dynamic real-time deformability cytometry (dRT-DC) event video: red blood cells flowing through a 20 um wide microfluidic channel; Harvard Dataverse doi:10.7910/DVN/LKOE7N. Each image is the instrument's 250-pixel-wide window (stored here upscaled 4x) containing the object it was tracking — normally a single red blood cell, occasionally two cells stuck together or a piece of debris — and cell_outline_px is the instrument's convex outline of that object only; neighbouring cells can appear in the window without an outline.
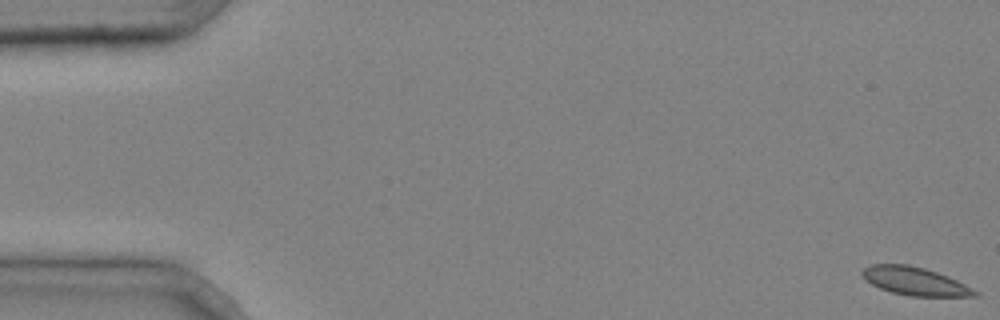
{"species": "common noctule bat (a hibernating species)", "species_latin": "Nyctalus noctula", "temperature_condition": "cold", "stored_images_in_passage": 5, "camera_frame_rate_fps": 3000, "um_per_image_px": 0.085, "animal": {"sex": "male", "body_mass_g": 20.4}, "frame": {"image": 1, "passage_image": 1, "time_ms": 0.0, "image_size_px": [1000, 320], "cell_outline_px": [[980, 296], [908, 296], [892, 292], [880, 288], [864, 280], [860, 272], [864, 268], [872, 264], [908, 264], [924, 268], [948, 276], [980, 292]], "centroid_in_image_um": [77.75, 23.9], "position_along_channel_um": 7.2, "area_um2": 18.5}}
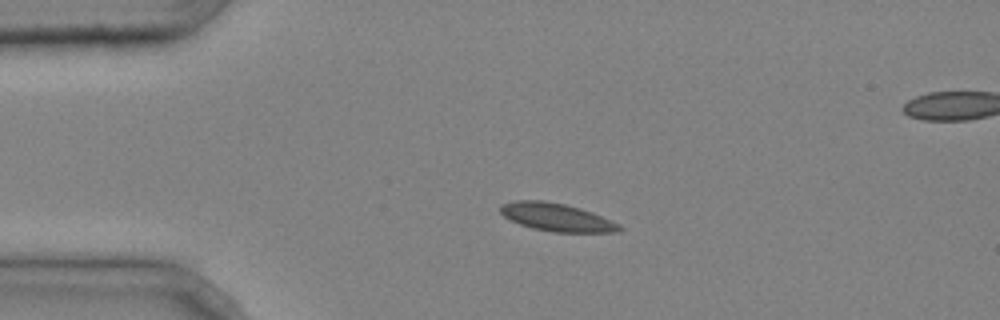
{"frame": {"image": 2, "passage_image": 3, "time_ms": 0.667, "image_size_px": [1000, 320], "cell_outline_px": [[624, 228], [620, 232], [552, 232], [532, 228], [520, 224], [504, 216], [500, 212], [500, 204], [516, 200], [544, 200], [564, 204], [580, 208], [592, 212], [620, 224]], "centroid_in_image_um": [47.33, 18.46], "position_along_channel_um": 37.7, "area_um2": 19.42}}